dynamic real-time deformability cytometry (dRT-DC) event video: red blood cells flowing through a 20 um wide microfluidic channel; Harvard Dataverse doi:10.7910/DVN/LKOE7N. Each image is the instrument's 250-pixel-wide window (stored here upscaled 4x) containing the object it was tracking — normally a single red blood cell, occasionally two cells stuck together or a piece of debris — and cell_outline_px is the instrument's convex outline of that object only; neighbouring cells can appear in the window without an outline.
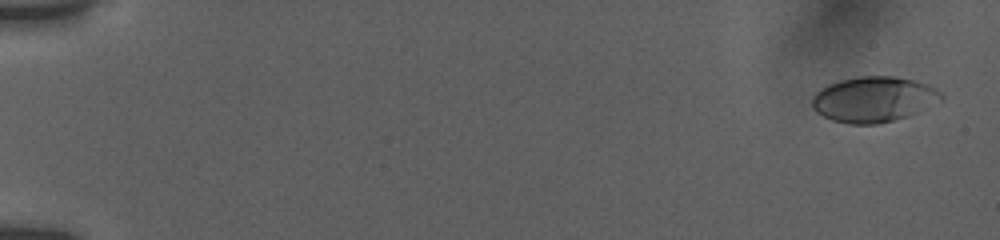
{"species": "human", "species_latin": "Homo sapiens", "temperature_condition": "room temperature", "stored_images_in_passage": 55, "camera_frame_rate_fps": 3000, "um_per_image_px": 0.085, "donor": {"sex": "female"}, "frame": {"image": 1, "passage_image": 2, "time_ms": 0.333, "image_size_px": [1000, 240], "cell_outline_px": [[944, 100], [912, 116], [876, 124], [848, 124], [832, 120], [816, 112], [812, 108], [812, 96], [820, 88], [828, 84], [840, 80], [860, 76], [892, 76], [916, 80], [928, 84], [936, 88], [944, 96]], "centroid_in_image_um": [74.31, 8.45], "position_along_channel_um": 10.7, "area_um2": 34.8}}
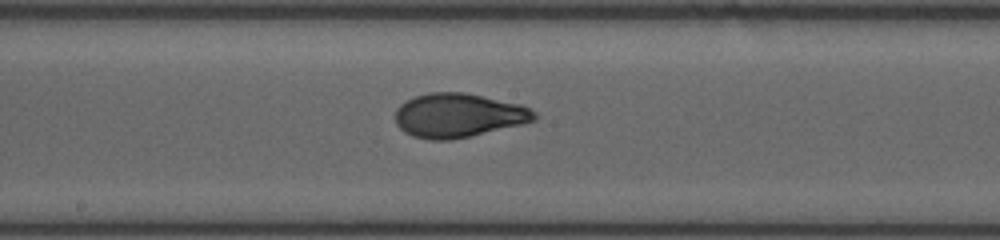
{"frame": {"image": 2, "passage_image": 31, "time_ms": 10.0, "image_size_px": [1000, 240], "cell_outline_px": [[536, 120], [520, 124], [468, 136], [448, 140], [432, 140], [412, 136], [404, 132], [396, 124], [396, 108], [400, 104], [416, 96], [428, 92], [464, 92], [520, 104], [536, 112]], "centroid_in_image_um": [38.93, 9.8], "position_along_channel_um": 209.3, "area_um2": 35.32}}
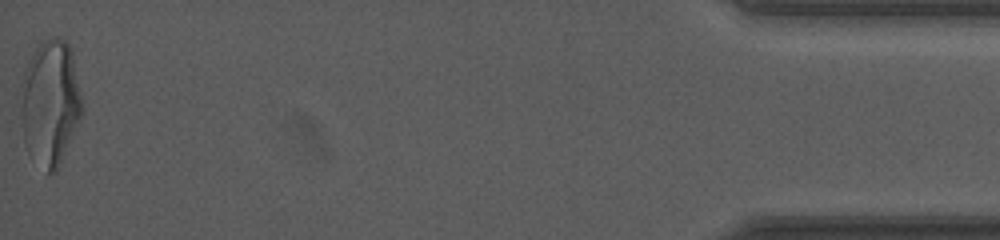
{"frame": {"image": 3, "passage_image": 55, "time_ms": 18.0, "image_size_px": [1000, 240], "cell_outline_px": [[84, 108], [80, 120], [56, 172], [48, 172], [28, 152], [24, 144], [20, 116], [20, 108], [24, 72], [28, 60], [40, 40], [52, 36], [60, 36], [72, 48]], "centroid_in_image_um": [4.28, 8.67], "position_along_channel_um": 430.9, "area_um2": 45.37}, "authors_computed_cell_mechanics": {"area_um2": 34.7378, "velocity_mm_per_s": 3.8323, "shape_relaxation_time_tau1_ms": 3.7044, "shape_relaxation_time_tau2_ms": 1.1717, "deformation_change_tau1": 0.1751, "deformation_change_tau2": 0.064}}